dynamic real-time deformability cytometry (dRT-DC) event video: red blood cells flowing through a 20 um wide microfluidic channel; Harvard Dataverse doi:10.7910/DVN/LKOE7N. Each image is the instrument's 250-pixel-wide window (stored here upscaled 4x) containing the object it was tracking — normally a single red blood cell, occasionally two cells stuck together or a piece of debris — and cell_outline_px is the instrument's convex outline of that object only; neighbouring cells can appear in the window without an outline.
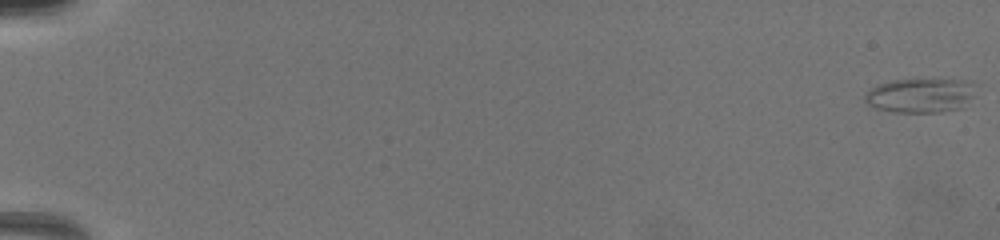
{"species": "common noctule bat (a hibernating species)", "species_latin": "Nyctalus noctula", "temperature_condition": "warm", "stored_images_in_passage": 49, "camera_frame_rate_fps": 3000, "um_per_image_px": 0.085, "animal": {"sex": "female", "body_mass_g": 19.5, "forearm_length_mm": 54.1}, "frame": {"image": 1, "passage_image": 1, "time_ms": 0.0, "image_size_px": [1000, 240], "cell_outline_px": [[976, 84], [972, 96], [964, 108], [940, 112], [896, 112], [876, 108], [868, 104], [864, 100], [864, 96], [872, 88], [880, 84], [896, 80], [972, 80]], "centroid_in_image_um": [78.3, 8.12], "position_along_channel_um": 6.7, "area_um2": 22.08}}
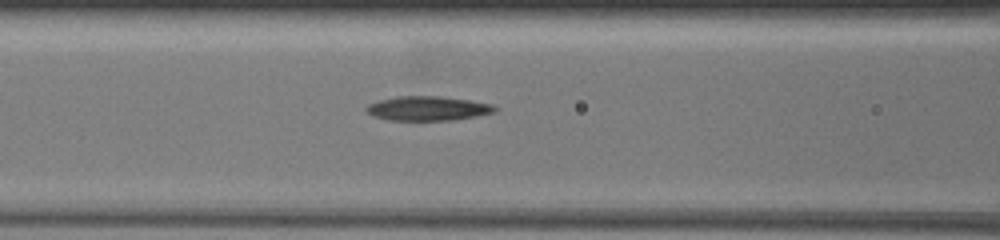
{"frame": {"image": 2, "passage_image": 22, "time_ms": 8.333, "image_size_px": [1000, 240], "cell_outline_px": [[496, 112], [476, 116], [452, 120], [388, 120], [372, 116], [364, 108], [368, 104], [380, 100], [396, 96], [440, 96], [468, 100], [492, 104], [496, 108]], "centroid_in_image_um": [36.33, 9.21], "position_along_channel_um": 130.3, "area_um2": 18.21}}
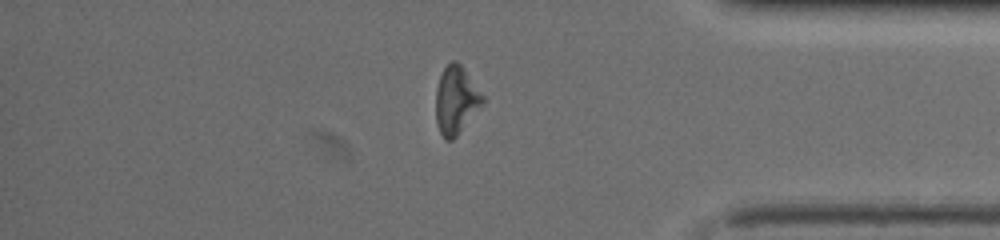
{"frame": {"image": 3, "passage_image": 43, "time_ms": 15.333, "image_size_px": [1000, 240], "cell_outline_px": [[484, 100], [456, 136], [452, 140], [444, 140], [440, 132], [436, 120], [436, 88], [440, 76], [444, 68], [452, 60], [456, 60], [460, 64], [484, 96]], "centroid_in_image_um": [38.73, 8.5], "position_along_channel_um": 396.5, "area_um2": 17.98}, "authors_computed_cell_mechanics": {"area_um2": 18.3226, "velocity_mm_per_s": 4.0487, "shape_relaxation_time_tau1_ms": 10.7109, "shape_relaxation_time_tau2_ms": 3.0385, "deformation_change_tau1": 0.2606, "deformation_change_tau2": 0.1196}}